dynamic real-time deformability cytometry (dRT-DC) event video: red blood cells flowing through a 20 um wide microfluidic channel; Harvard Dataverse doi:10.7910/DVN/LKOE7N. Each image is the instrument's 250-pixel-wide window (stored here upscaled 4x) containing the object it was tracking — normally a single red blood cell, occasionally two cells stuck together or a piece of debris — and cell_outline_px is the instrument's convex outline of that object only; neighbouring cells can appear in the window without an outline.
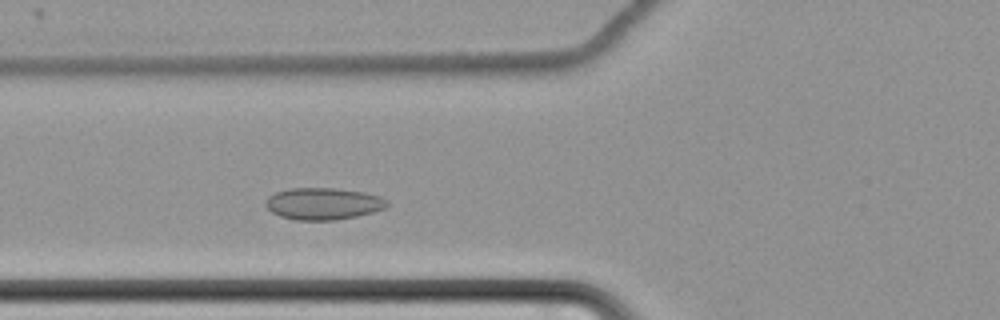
{"species": "common noctule bat (a hibernating species)", "species_latin": "Nyctalus noctula", "temperature_condition": "cold", "stored_images_in_passage": 52, "camera_frame_rate_fps": 3000, "um_per_image_px": 0.085, "animal": {"sex": "female", "body_mass_g": 22.7, "forearm_length_mm": 54.2}, "frame": {"image": 1, "passage_image": 15, "time_ms": 4.667, "image_size_px": [1000, 320], "cell_outline_px": [[388, 204], [384, 208], [372, 212], [356, 216], [336, 220], [296, 220], [280, 216], [272, 212], [264, 204], [264, 200], [268, 196], [276, 192], [288, 188], [332, 188], [364, 192], [380, 196], [388, 200]], "centroid_in_image_um": [27.44, 17.31], "position_along_channel_um": 98.4, "area_um2": 22.6}}
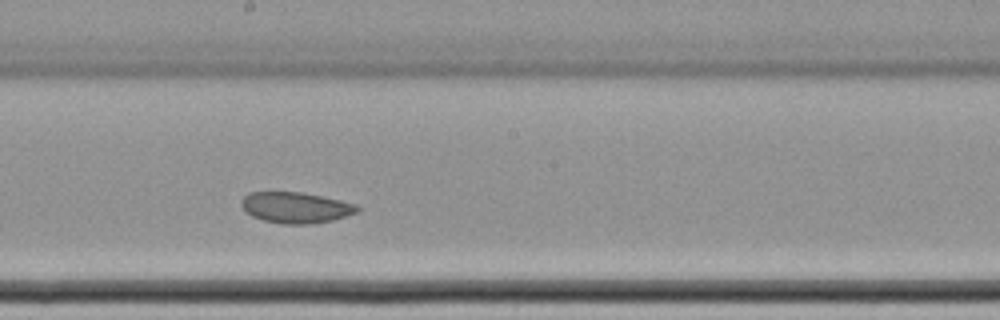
{"frame": {"image": 2, "passage_image": 26, "time_ms": 8.333, "image_size_px": [1000, 320], "cell_outline_px": [[360, 212], [332, 220], [312, 224], [280, 224], [264, 220], [252, 216], [240, 204], [240, 200], [248, 192], [304, 192], [340, 200], [356, 204], [360, 208]], "centroid_in_image_um": [25.16, 17.64], "position_along_channel_um": 223.0, "area_um2": 21.04}}
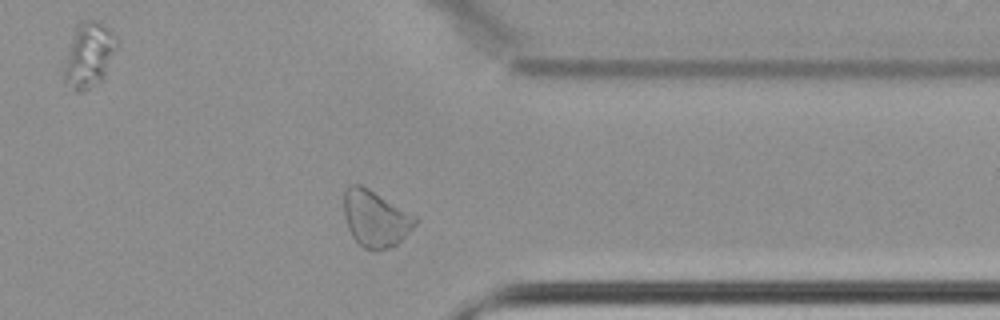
{"frame": {"image": 3, "passage_image": 40, "time_ms": 13.0, "image_size_px": [1000, 320], "cell_outline_px": [[420, 220], [396, 244], [388, 248], [364, 248], [352, 236], [348, 228], [344, 216], [344, 192], [348, 184], [360, 184], [368, 188], [416, 216]], "centroid_in_image_um": [31.89, 18.54], "position_along_channel_um": 379.5, "area_um2": 23.06}, "authors_computed_cell_mechanics": {"area_um2": 23.0622, "velocity_mm_per_s": 3.4131, "shape_relaxation_time_tau1_ms": null, "shape_relaxation_time_tau2_ms": 2.9316, "deformation_change_tau1": null, "deformation_change_tau2": 0.0693}}